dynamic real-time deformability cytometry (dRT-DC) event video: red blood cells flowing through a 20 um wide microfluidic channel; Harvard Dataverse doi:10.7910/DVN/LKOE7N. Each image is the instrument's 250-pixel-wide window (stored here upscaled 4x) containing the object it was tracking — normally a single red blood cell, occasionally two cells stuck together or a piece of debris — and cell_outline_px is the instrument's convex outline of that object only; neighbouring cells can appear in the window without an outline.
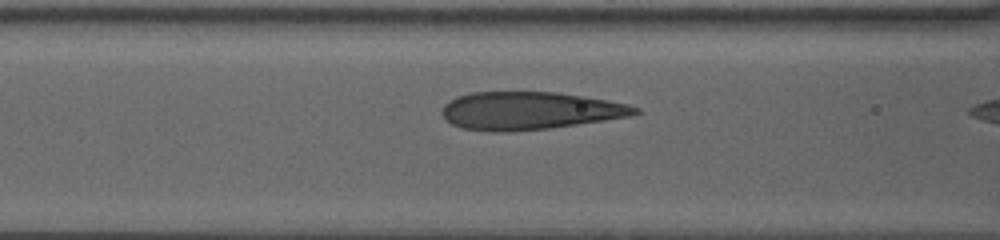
{"species": "human", "species_latin": "Homo sapiens", "temperature_condition": "warm", "stored_images_in_passage": 9, "camera_frame_rate_fps": 3000, "um_per_image_px": 0.085, "donor": {"sex": "female"}, "frame": {"image": 1, "passage_image": 8, "time_ms": 2.667, "image_size_px": [1000, 240], "cell_outline_px": [[640, 112], [628, 116], [604, 120], [548, 128], [508, 132], [496, 132], [460, 128], [452, 124], [444, 116], [444, 104], [448, 100], [456, 96], [472, 92], [556, 92], [584, 96], [628, 104], [640, 108]], "centroid_in_image_um": [45.0, 9.4], "position_along_channel_um": 121.6, "area_um2": 42.25}}